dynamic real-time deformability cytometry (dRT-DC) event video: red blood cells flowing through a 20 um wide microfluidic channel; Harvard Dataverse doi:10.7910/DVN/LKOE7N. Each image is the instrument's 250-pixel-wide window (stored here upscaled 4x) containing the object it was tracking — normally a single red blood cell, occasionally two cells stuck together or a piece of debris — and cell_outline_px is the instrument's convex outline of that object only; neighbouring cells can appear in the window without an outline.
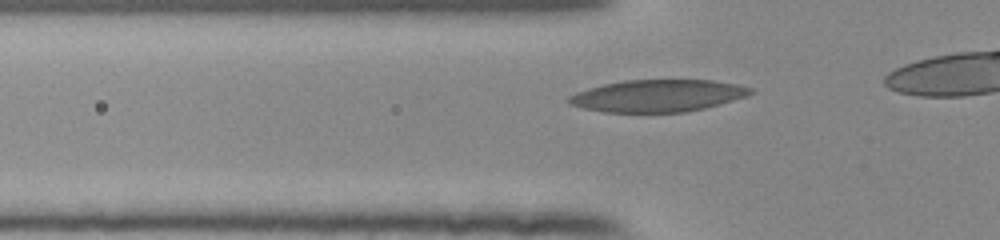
{"species": "human", "species_latin": "Homo sapiens", "temperature_condition": "room temperature", "stored_images_in_passage": 22, "camera_frame_rate_fps": 3000, "um_per_image_px": 0.085, "donor": {"sex": "female"}, "frame": {"image": 1, "passage_image": 3, "time_ms": 0.667, "image_size_px": [1000, 240], "cell_outline_px": [[756, 92], [748, 96], [720, 104], [704, 108], [684, 112], [604, 112], [584, 108], [568, 104], [568, 96], [576, 92], [604, 84], [624, 80], [712, 80], [736, 84], [752, 88]], "centroid_in_image_um": [55.93, 8.14], "position_along_channel_um": 69.9, "area_um2": 33.99}}
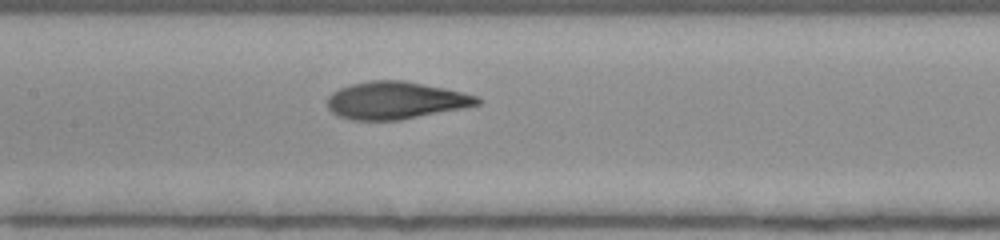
{"frame": {"image": 2, "passage_image": 11, "time_ms": 3.333, "image_size_px": [1000, 240], "cell_outline_px": [[484, 100], [480, 104], [464, 108], [400, 120], [352, 120], [336, 116], [328, 108], [328, 96], [332, 92], [340, 88], [352, 84], [372, 80], [404, 80], [444, 88], [476, 96]], "centroid_in_image_um": [33.62, 8.54], "position_along_channel_um": 173.8, "area_um2": 32.71}}
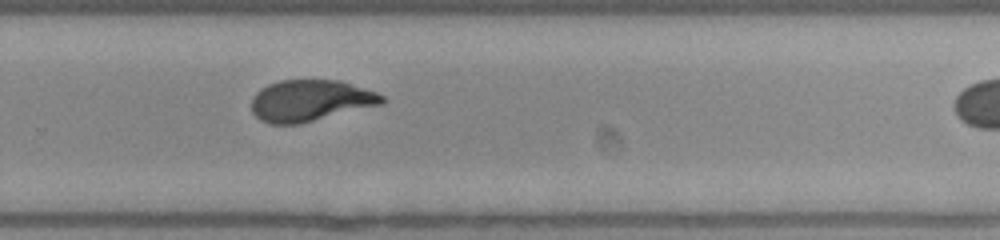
{"frame": {"image": 3, "passage_image": 21, "time_ms": 6.667, "image_size_px": [1000, 240], "cell_outline_px": [[384, 104], [300, 124], [268, 124], [260, 120], [252, 112], [252, 96], [260, 88], [268, 84], [280, 80], [340, 80], [376, 92], [384, 96]], "centroid_in_image_um": [26.37, 8.56], "position_along_channel_um": 303.4, "area_um2": 31.73}}